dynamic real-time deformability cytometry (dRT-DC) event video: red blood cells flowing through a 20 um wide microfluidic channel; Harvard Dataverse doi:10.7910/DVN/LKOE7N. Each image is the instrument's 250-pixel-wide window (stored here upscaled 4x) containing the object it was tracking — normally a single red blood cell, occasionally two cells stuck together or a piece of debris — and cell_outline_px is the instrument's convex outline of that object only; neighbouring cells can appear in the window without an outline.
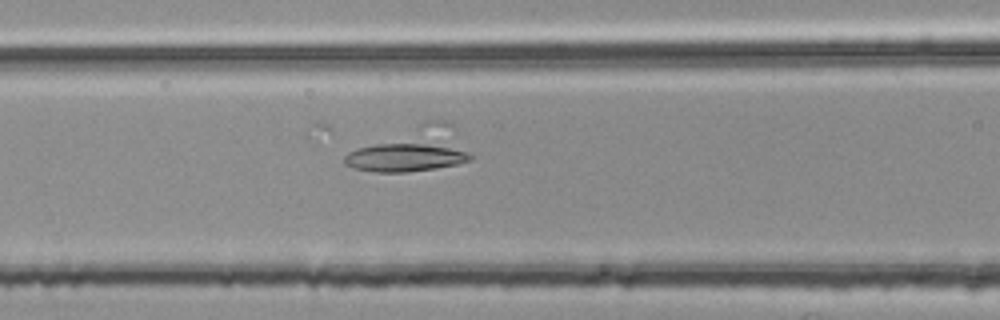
{"species": "common noctule bat (a hibernating species)", "species_latin": "Nyctalus noctula", "temperature_condition": "room temperature", "stored_images_in_passage": 19, "camera_frame_rate_fps": 3000, "um_per_image_px": 0.085, "animal": {"sex": "female", "body_mass_g": 25.1}, "frame": {"image": 1, "passage_image": 10, "time_ms": 3.0, "image_size_px": [1000, 320], "cell_outline_px": [[472, 160], [456, 164], [436, 168], [408, 172], [376, 172], [352, 168], [344, 164], [344, 156], [348, 152], [356, 148], [376, 144], [412, 140], [416, 140], [456, 148], [468, 152], [472, 156]], "centroid_in_image_um": [34.38, 13.33], "position_along_channel_um": 132.2, "area_um2": 21.68}}
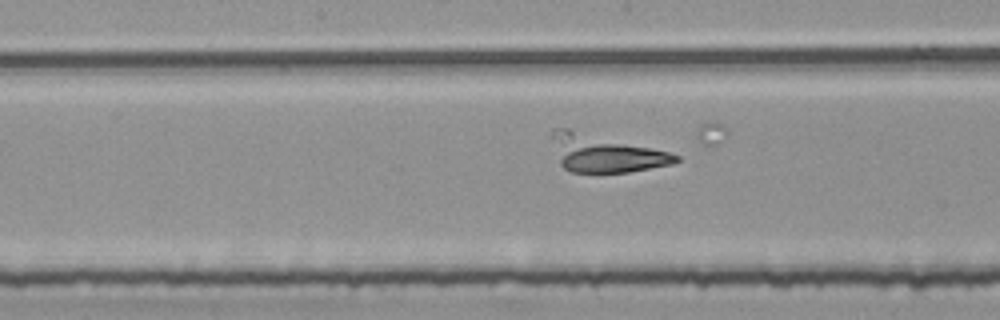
{"frame": {"image": 2, "passage_image": 15, "time_ms": 4.667, "image_size_px": [1000, 320], "cell_outline_px": [[680, 160], [672, 164], [628, 172], [572, 172], [564, 168], [560, 164], [560, 160], [576, 144], [624, 144], [652, 148], [668, 152], [680, 156]], "centroid_in_image_um": [52.27, 13.45], "position_along_channel_um": 195.9, "area_um2": 19.25}}